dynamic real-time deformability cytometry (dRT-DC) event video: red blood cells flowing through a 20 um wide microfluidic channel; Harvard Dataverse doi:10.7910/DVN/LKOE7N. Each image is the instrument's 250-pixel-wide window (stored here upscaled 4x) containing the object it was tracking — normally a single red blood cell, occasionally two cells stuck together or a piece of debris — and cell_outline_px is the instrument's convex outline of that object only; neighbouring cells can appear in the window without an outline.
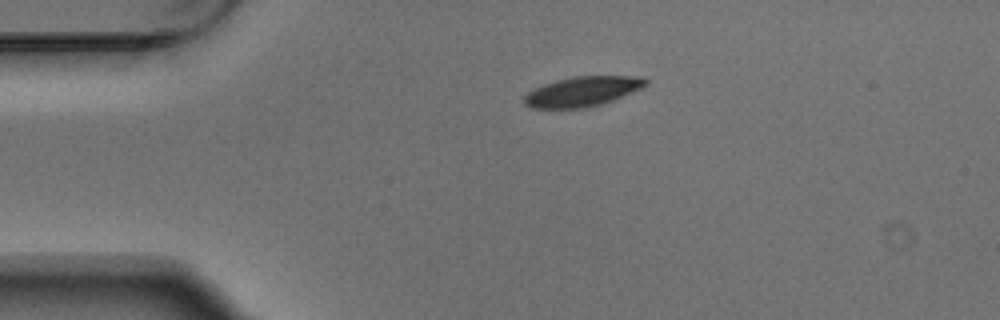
{"species": "Egyptian fruit bat (a non-hibernating species)", "species_latin": "Rousettus aegyptiacus", "temperature_condition": "warm", "stored_images_in_passage": 2, "camera_frame_rate_fps": 3000, "um_per_image_px": 0.085, "animal": {"sex": "male"}, "frame": {"image": 1, "passage_image": 1, "time_ms": 0.0, "image_size_px": [1000, 320], "cell_outline_px": [[648, 84], [640, 88], [612, 100], [600, 104], [584, 108], [532, 108], [524, 104], [524, 96], [528, 92], [544, 84], [556, 80], [576, 76], [644, 76], [648, 80]], "centroid_in_image_um": [49.51, 7.77], "position_along_channel_um": 35.5, "area_um2": 20.92}}